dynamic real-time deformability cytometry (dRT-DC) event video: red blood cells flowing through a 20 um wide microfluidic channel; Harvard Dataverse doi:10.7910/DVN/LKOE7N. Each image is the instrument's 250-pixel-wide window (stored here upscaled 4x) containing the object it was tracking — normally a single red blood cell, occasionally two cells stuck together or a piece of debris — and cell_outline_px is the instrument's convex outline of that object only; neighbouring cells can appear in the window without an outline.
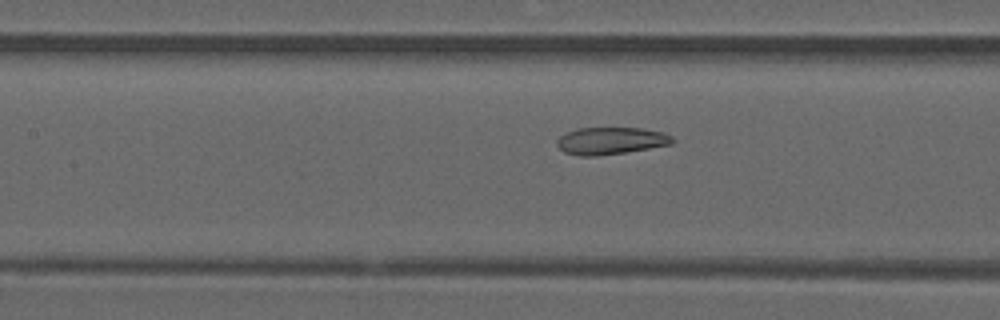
{"species": "common noctule bat (a hibernating species)", "species_latin": "Nyctalus noctula", "temperature_condition": "warm", "stored_images_in_passage": 46, "camera_frame_rate_fps": 3000, "um_per_image_px": 0.085, "animal": {"sex": "male", "forearm_length_mm": 52.5}, "frame": {"image": 1, "passage_image": 18, "time_ms": 5.667, "image_size_px": [1000, 320], "cell_outline_px": [[676, 140], [672, 144], [624, 152], [596, 156], [580, 156], [564, 152], [556, 144], [556, 140], [560, 136], [576, 128], [644, 128], [664, 132], [672, 136]], "centroid_in_image_um": [51.93, 11.96], "position_along_channel_um": 155.5, "area_um2": 18.32}}
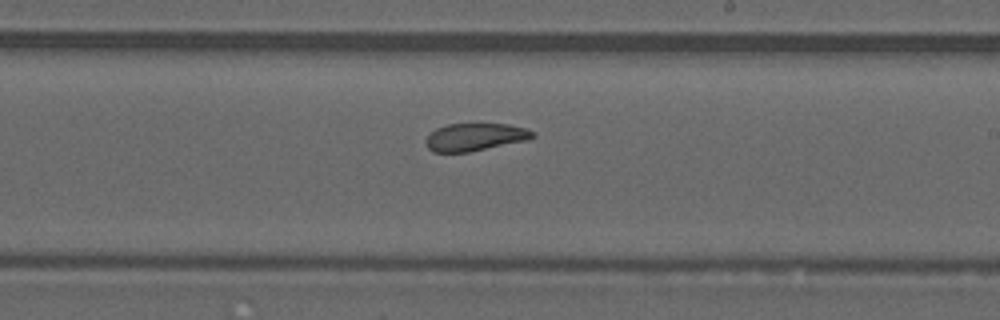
{"frame": {"image": 2, "passage_image": 25, "time_ms": 8.0, "image_size_px": [1000, 320], "cell_outline_px": [[536, 136], [528, 140], [468, 152], [432, 152], [428, 148], [428, 136], [436, 128], [448, 124], [508, 124], [524, 128], [536, 132]], "centroid_in_image_um": [40.43, 11.64], "position_along_channel_um": 248.6, "area_um2": 16.99}}
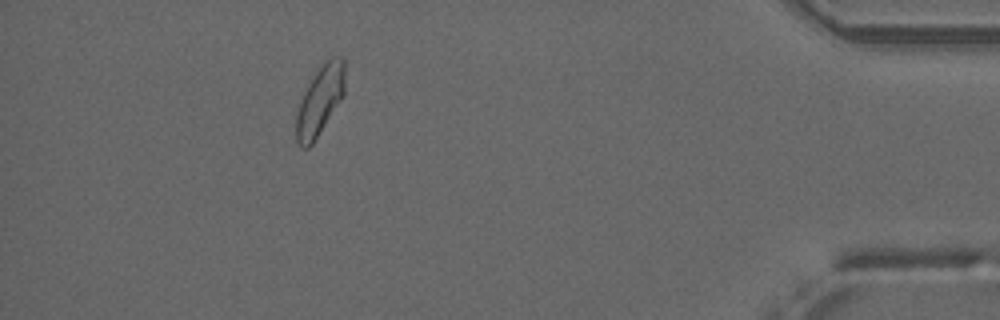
{"frame": {"image": 3, "passage_image": 41, "time_ms": 13.333, "image_size_px": [1000, 320], "cell_outline_px": [[344, 96], [312, 144], [308, 148], [300, 148], [296, 140], [296, 116], [300, 100], [308, 84], [324, 60], [332, 56], [340, 56], [344, 60]], "centroid_in_image_um": [27.19, 8.54], "position_along_channel_um": 408.0, "area_um2": 19.65}, "authors_computed_cell_mechanics": {"area_um2": 19.1607, "velocity_mm_per_s": 4.0195, "shape_relaxation_time_tau1_ms": null, "shape_relaxation_time_tau2_ms": 2.7644, "deformation_change_tau1": null, "deformation_change_tau2": 0.1041}}